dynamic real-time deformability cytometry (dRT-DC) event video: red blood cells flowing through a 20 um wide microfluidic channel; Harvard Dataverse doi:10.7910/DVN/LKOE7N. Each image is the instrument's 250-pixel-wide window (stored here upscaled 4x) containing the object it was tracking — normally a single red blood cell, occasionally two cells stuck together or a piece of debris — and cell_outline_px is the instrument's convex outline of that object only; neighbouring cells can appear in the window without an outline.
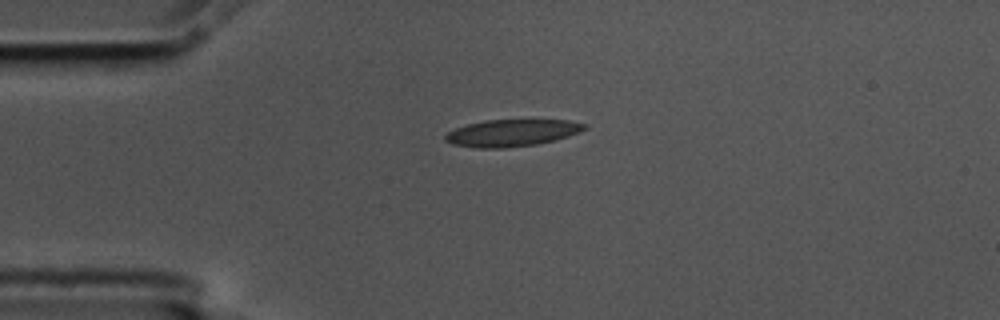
{"species": "common noctule bat (a hibernating species)", "species_latin": "Nyctalus noctula", "temperature_condition": "cold", "stored_images_in_passage": 1, "camera_frame_rate_fps": 3000, "um_per_image_px": 0.085, "animal": {"sex": "male", "body_mass_g": 17.5, "forearm_length_mm": 52.3}, "frame": {"image": 1, "passage_image": 1, "time_ms": 0.0, "image_size_px": [1000, 320], "cell_outline_px": [[588, 128], [580, 132], [556, 140], [536, 144], [504, 148], [476, 148], [452, 144], [444, 140], [444, 136], [448, 132], [456, 128], [468, 124], [484, 120], [568, 120], [588, 124]], "centroid_in_image_um": [43.53, 11.29], "position_along_channel_um": 41.5, "area_um2": 21.96}}